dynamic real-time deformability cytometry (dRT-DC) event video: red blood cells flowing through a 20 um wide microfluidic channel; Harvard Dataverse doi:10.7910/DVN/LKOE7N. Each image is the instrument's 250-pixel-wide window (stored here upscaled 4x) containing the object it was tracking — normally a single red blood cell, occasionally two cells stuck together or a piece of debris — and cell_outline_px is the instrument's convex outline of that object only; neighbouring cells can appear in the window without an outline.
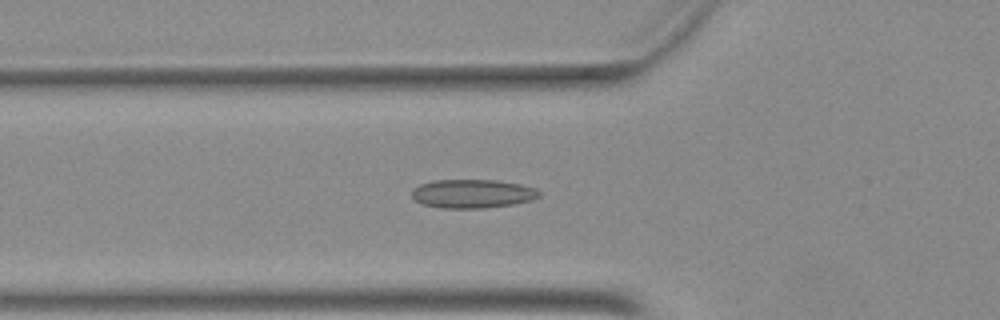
{"species": "Egyptian fruit bat (a non-hibernating species)", "species_latin": "Rousettus aegyptiacus", "temperature_condition": "warm", "stored_images_in_passage": 35, "camera_frame_rate_fps": 3000, "um_per_image_px": 0.085, "animal": {"sex": "female"}, "frame": {"image": 1, "passage_image": 2, "time_ms": 0.333, "image_size_px": [1000, 320], "cell_outline_px": [[540, 196], [532, 200], [516, 204], [480, 208], [440, 208], [424, 204], [416, 200], [412, 196], [412, 188], [420, 184], [436, 180], [496, 180], [520, 184], [536, 188], [540, 192]], "centroid_in_image_um": [40.18, 16.46], "position_along_channel_um": 85.6, "area_um2": 21.33}}
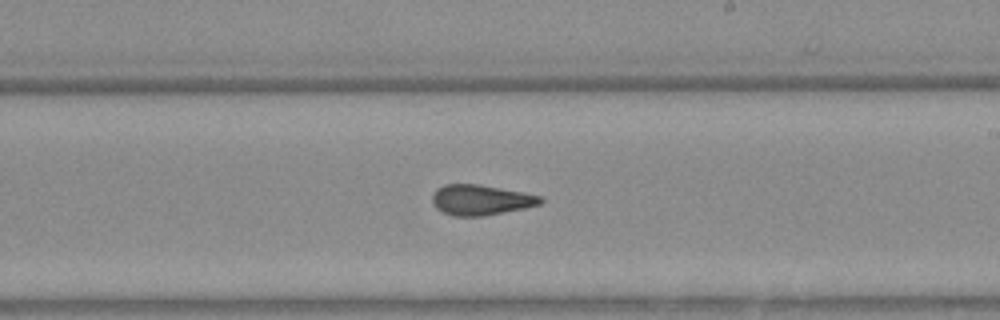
{"frame": {"image": 2, "passage_image": 14, "time_ms": 4.333, "image_size_px": [1000, 320], "cell_outline_px": [[544, 200], [540, 204], [524, 208], [484, 216], [452, 216], [436, 208], [432, 204], [432, 196], [436, 188], [444, 184], [480, 184], [540, 196]], "centroid_in_image_um": [40.82, 16.99], "position_along_channel_um": 248.2, "area_um2": 19.07}}
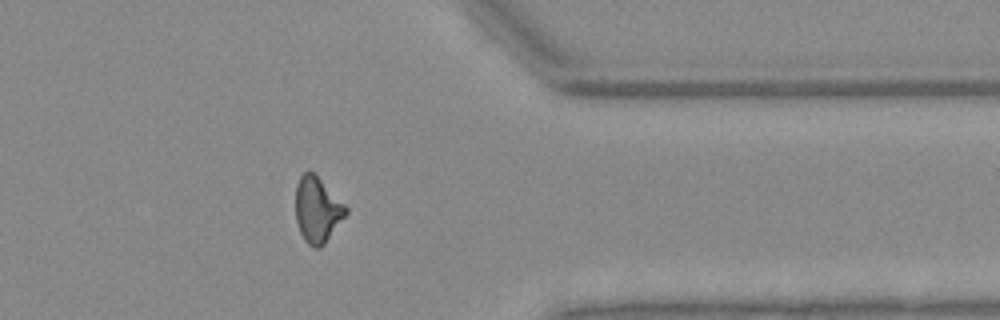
{"frame": {"image": 3, "passage_image": 25, "time_ms": 8.0, "image_size_px": [1000, 320], "cell_outline_px": [[348, 212], [324, 244], [320, 248], [316, 248], [308, 244], [304, 240], [300, 232], [296, 220], [296, 184], [300, 176], [304, 172], [312, 172], [348, 208]], "centroid_in_image_um": [26.95, 17.86], "position_along_channel_um": 384.4, "area_um2": 18.79}}